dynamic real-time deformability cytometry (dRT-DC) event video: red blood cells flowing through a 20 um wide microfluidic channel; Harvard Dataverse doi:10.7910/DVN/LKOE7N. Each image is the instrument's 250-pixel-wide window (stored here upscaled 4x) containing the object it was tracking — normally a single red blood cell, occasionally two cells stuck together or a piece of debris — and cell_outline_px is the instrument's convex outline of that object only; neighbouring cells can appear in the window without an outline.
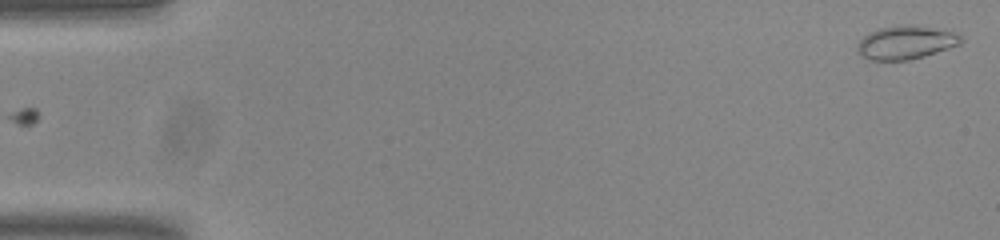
{"species": "common noctule bat (a hibernating species)", "species_latin": "Nyctalus noctula", "temperature_condition": "room temperature", "stored_images_in_passage": 53, "camera_frame_rate_fps": 3000, "um_per_image_px": 0.085, "animal": {"sex": "male", "body_mass_g": 20.0, "forearm_length_mm": 53.3}, "frame": {"image": 1, "passage_image": 1, "time_ms": 0.0, "image_size_px": [1000, 240], "cell_outline_px": [[964, 40], [960, 44], [924, 56], [908, 60], [868, 60], [856, 48], [856, 44], [868, 32], [880, 28], [896, 24], [916, 24], [952, 32], [960, 36]], "centroid_in_image_um": [76.97, 3.59], "position_along_channel_um": 8.0, "area_um2": 20.23}}
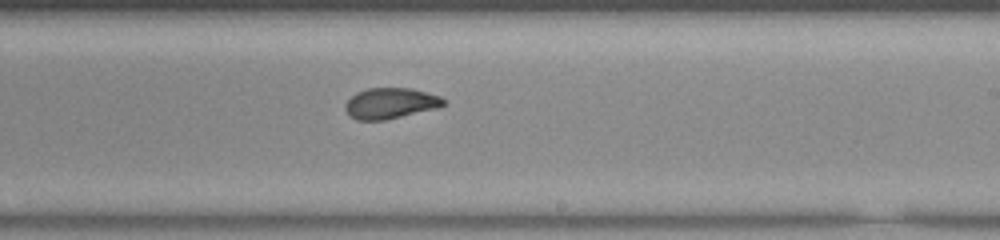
{"frame": {"image": 2, "passage_image": 32, "time_ms": 10.333, "image_size_px": [1000, 240], "cell_outline_px": [[448, 100], [444, 104], [436, 108], [384, 120], [356, 120], [348, 116], [344, 108], [344, 104], [356, 92], [368, 88], [412, 88], [440, 96]], "centroid_in_image_um": [33.16, 8.77], "position_along_channel_um": 255.8, "area_um2": 17.69}}
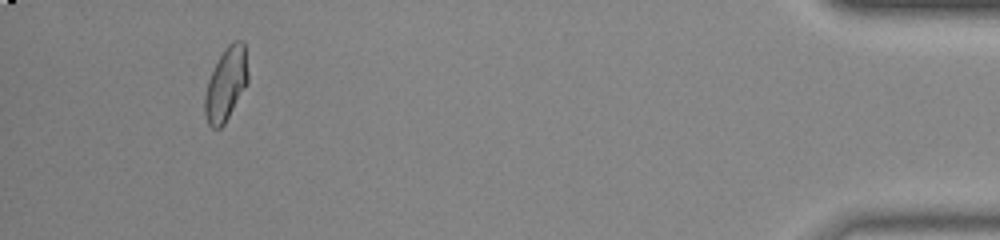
{"frame": {"image": 3, "passage_image": 50, "time_ms": 16.333, "image_size_px": [1000, 240], "cell_outline_px": [[248, 84], [224, 124], [220, 128], [212, 128], [208, 124], [204, 112], [204, 96], [208, 80], [220, 56], [228, 44], [232, 40], [240, 40], [244, 44], [248, 72]], "centroid_in_image_um": [19.21, 7.16], "position_along_channel_um": 416.0, "area_um2": 18.38}, "authors_computed_cell_mechanics": {"area_um2": 18.3804, "velocity_mm_per_s": 3.8254, "shape_relaxation_time_tau1_ms": 5.6995, "shape_relaxation_time_tau2_ms": 1.0314, "deformation_change_tau1": 0.1237, "deformation_change_tau2": 0.0543}}